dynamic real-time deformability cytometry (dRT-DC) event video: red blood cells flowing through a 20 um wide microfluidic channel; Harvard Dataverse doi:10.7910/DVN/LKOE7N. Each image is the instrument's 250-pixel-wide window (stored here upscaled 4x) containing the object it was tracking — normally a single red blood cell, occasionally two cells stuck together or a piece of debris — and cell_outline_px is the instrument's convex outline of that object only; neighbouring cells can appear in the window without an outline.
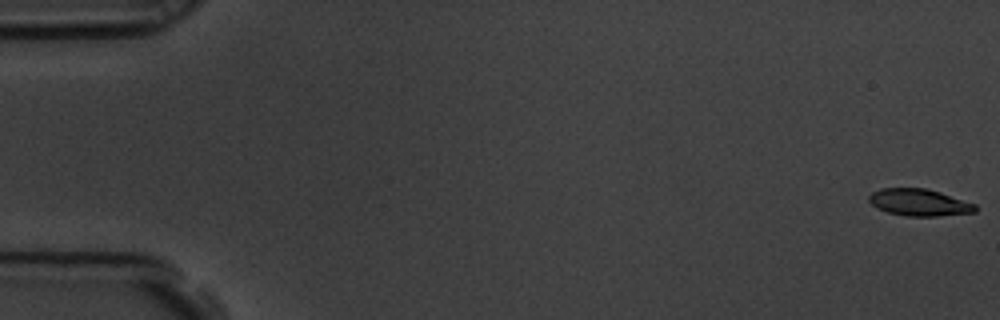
{"species": "common noctule bat (a hibernating species)", "species_latin": "Nyctalus noctula", "temperature_condition": "room temperature", "stored_images_in_passage": 6, "camera_frame_rate_fps": 3000, "um_per_image_px": 0.085, "animal": {"sex": "male", "body_mass_g": 19.5, "forearm_length_mm": 54.6}, "frame": {"image": 1, "passage_image": 1, "time_ms": 0.0, "image_size_px": [1000, 320], "cell_outline_px": [[976, 212], [936, 216], [908, 216], [888, 212], [876, 208], [868, 200], [868, 196], [872, 192], [880, 188], [924, 188], [940, 192], [976, 204]], "centroid_in_image_um": [78.11, 17.2], "position_along_channel_um": 6.9, "area_um2": 16.65}}